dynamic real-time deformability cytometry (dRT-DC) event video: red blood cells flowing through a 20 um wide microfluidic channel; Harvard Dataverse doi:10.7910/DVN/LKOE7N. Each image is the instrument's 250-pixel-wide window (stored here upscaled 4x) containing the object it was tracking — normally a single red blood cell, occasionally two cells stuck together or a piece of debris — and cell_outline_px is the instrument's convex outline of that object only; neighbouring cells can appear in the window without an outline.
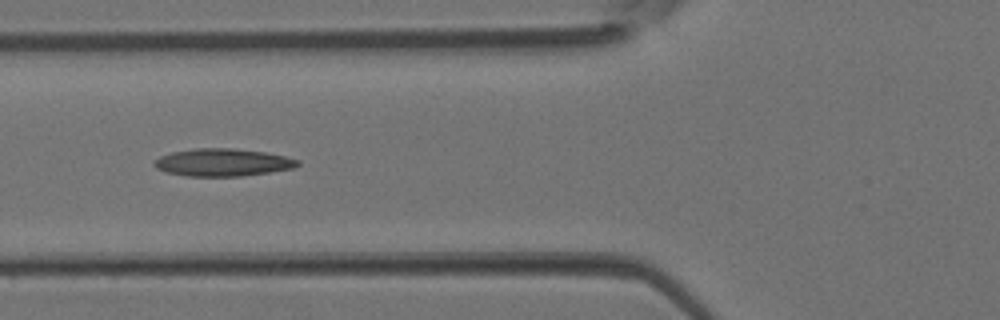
{"species": "Egyptian fruit bat (a non-hibernating species)", "species_latin": "Rousettus aegyptiacus", "temperature_condition": "room temperature", "stored_images_in_passage": 5, "camera_frame_rate_fps": 3000, "um_per_image_px": 0.085, "animal": {"sex": "female"}, "frame": {"image": 1, "passage_image": 5, "time_ms": 1.333, "image_size_px": [1000, 320], "cell_outline_px": [[300, 164], [292, 168], [268, 172], [240, 176], [188, 176], [164, 172], [156, 168], [152, 164], [160, 156], [172, 152], [196, 148], [232, 148], [264, 152], [284, 156], [300, 160]], "centroid_in_image_um": [18.9, 13.8], "position_along_channel_um": 106.9, "area_um2": 22.89}}